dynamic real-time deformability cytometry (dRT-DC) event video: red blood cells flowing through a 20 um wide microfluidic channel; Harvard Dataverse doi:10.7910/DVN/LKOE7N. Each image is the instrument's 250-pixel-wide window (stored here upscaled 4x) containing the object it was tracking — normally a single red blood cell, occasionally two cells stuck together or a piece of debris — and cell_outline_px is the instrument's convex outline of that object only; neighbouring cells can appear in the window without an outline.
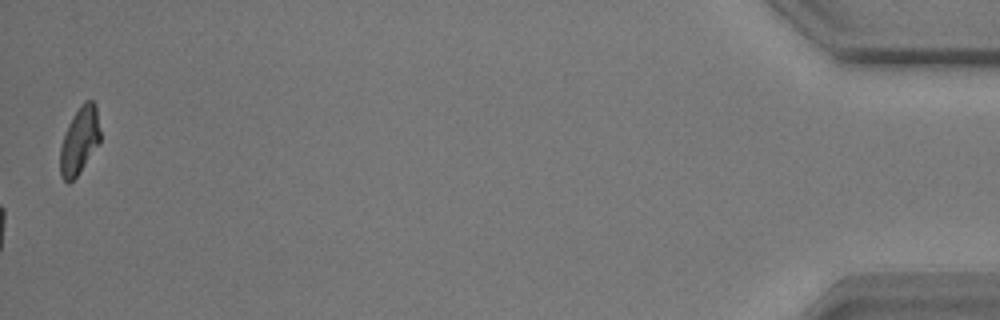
{"species": "common noctule bat (a hibernating species)", "species_latin": "Nyctalus noctula", "temperature_condition": "warm", "stored_images_in_passage": 43, "camera_frame_rate_fps": 3000, "um_per_image_px": 0.085, "animal": {"sex": "male", "body_mass_g": 17.9}, "frame": {"image": 1, "passage_image": 43, "time_ms": 14.0, "image_size_px": [1000, 320], "cell_outline_px": [[100, 140], [76, 176], [68, 184], [60, 176], [60, 148], [68, 124], [72, 116], [80, 104], [84, 100], [92, 100], [96, 104], [100, 132]], "centroid_in_image_um": [6.74, 11.9], "position_along_channel_um": 428.5, "area_um2": 15.43}, "authors_computed_cell_mechanics": {"area_um2": 15.895, "velocity_mm_per_s": 3.7093, "shape_relaxation_time_tau1_ms": 3.3995, "shape_relaxation_time_tau2_ms": 3.3324, "deformation_change_tau1": 0.1467, "deformation_change_tau2": 0.0623}}